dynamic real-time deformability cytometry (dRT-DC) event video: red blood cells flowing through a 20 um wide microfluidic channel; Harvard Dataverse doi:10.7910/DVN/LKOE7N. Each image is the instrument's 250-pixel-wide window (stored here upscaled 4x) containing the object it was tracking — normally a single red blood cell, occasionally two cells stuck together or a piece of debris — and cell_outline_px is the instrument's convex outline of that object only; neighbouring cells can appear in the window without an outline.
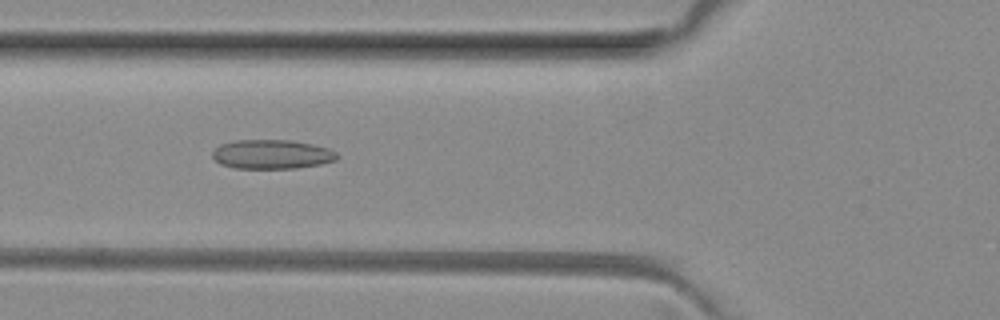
{"species": "common noctule bat (a hibernating species)", "species_latin": "Nyctalus noctula", "temperature_condition": "room temperature", "stored_images_in_passage": 50, "camera_frame_rate_fps": 3000, "um_per_image_px": 0.085, "animal": {"sex": "female", "body_mass_g": 29.2, "forearm_length_mm": 56.3}, "frame": {"image": 1, "passage_image": 18, "time_ms": 5.667, "image_size_px": [1000, 320], "cell_outline_px": [[340, 156], [336, 160], [320, 164], [296, 168], [236, 168], [220, 164], [212, 156], [212, 152], [220, 144], [232, 140], [292, 140], [312, 144], [328, 148], [336, 152]], "centroid_in_image_um": [23.11, 13.11], "position_along_channel_um": 102.7, "area_um2": 21.27}}
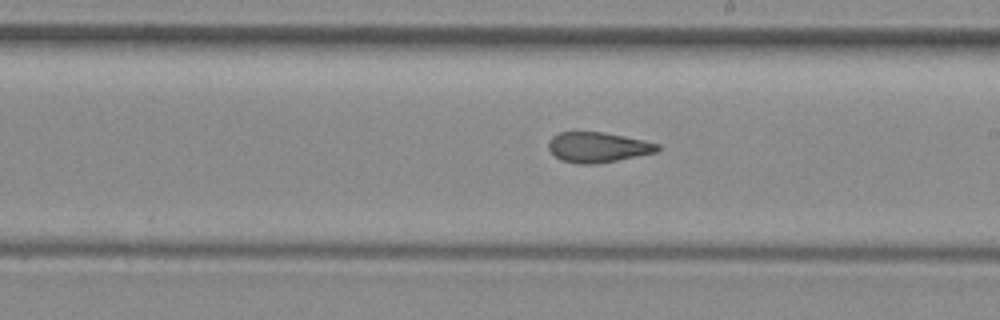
{"frame": {"image": 2, "passage_image": 28, "time_ms": 9.0, "image_size_px": [1000, 320], "cell_outline_px": [[660, 148], [656, 152], [596, 164], [580, 164], [560, 160], [548, 148], [548, 140], [552, 136], [560, 132], [604, 132], [644, 140], [660, 144]], "centroid_in_image_um": [50.8, 12.51], "position_along_channel_um": 238.2, "area_um2": 19.13}}
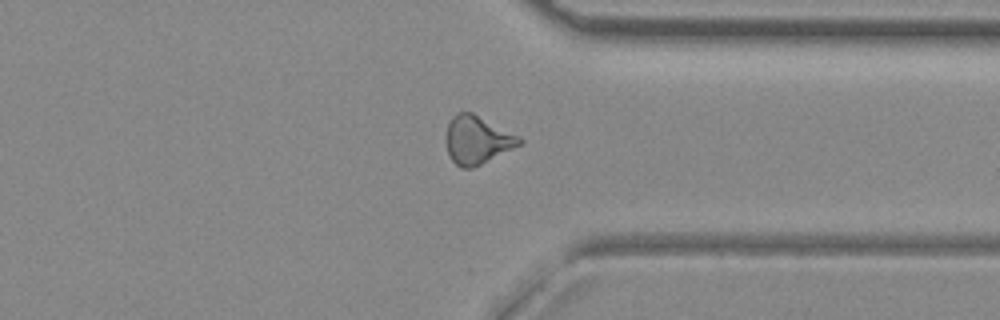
{"frame": {"image": 3, "passage_image": 38, "time_ms": 12.333, "image_size_px": [1000, 320], "cell_outline_px": [[524, 140], [520, 144], [472, 168], [460, 168], [448, 156], [448, 124], [452, 116], [456, 112], [472, 112], [520, 136]], "centroid_in_image_um": [40.57, 11.88], "position_along_channel_um": 370.8, "area_um2": 20.11}, "authors_computed_cell_mechanics": {"area_um2": 20.4901, "velocity_mm_per_s": 4.0606, "shape_relaxation_time_tau1_ms": null, "shape_relaxation_time_tau2_ms": 2.2466, "deformation_change_tau1": null, "deformation_change_tau2": 0.1066}}